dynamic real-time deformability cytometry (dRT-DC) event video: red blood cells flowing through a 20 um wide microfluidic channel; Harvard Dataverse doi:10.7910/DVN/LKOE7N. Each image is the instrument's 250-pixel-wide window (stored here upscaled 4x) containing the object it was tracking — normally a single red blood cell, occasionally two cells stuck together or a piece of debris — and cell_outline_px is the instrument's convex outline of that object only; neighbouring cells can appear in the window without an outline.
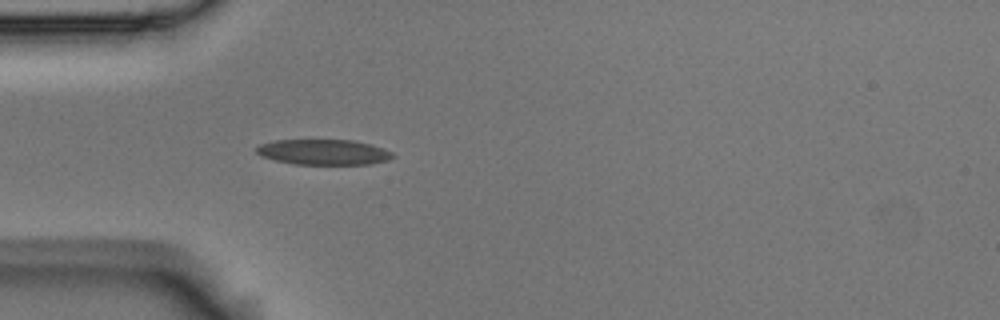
{"species": "Egyptian fruit bat (a non-hibernating species)", "species_latin": "Rousettus aegyptiacus", "temperature_condition": "room temperature", "stored_images_in_passage": 2, "camera_frame_rate_fps": 3000, "um_per_image_px": 0.085, "animal": {"sex": "male"}, "frame": {"image": 1, "passage_image": 2, "time_ms": 0.333, "image_size_px": [1000, 320], "cell_outline_px": [[396, 156], [388, 160], [368, 164], [292, 164], [260, 156], [256, 152], [256, 148], [260, 144], [276, 140], [352, 140], [372, 144], [384, 148], [392, 152]], "centroid_in_image_um": [27.52, 12.92], "position_along_channel_um": 57.5, "area_um2": 20.23}}